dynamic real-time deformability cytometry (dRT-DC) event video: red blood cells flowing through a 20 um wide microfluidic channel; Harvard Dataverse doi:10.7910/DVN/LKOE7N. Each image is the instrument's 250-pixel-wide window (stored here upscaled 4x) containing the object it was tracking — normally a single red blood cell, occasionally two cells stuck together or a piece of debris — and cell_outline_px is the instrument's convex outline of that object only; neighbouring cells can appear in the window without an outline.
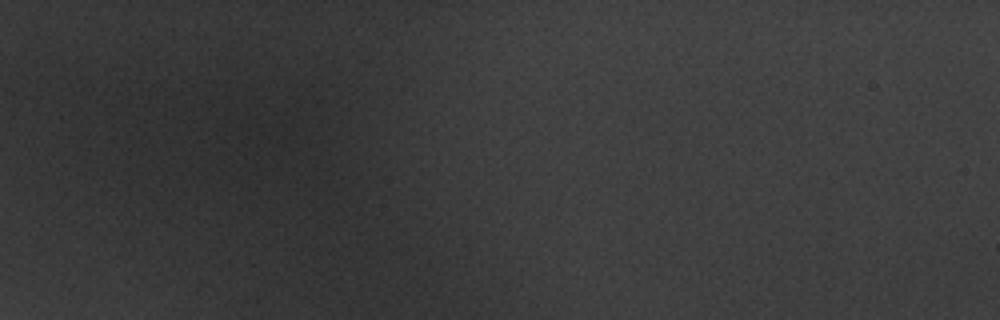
{"species": "common noctule bat (a hibernating species)", "species_latin": "Nyctalus noctula", "temperature_condition": "warm", "stored_images_in_passage": 2, "camera_frame_rate_fps": 3000, "um_per_image_px": 0.085, "animal": {"sex": "male", "body_mass_g": 20.1, "forearm_length_mm": 53.5}, "frame": {"image": 1, "passage_image": 1, "time_ms": 0.0, "image_size_px": [1000, 320], "cell_outline_px": [[316, 160], [284, 160], [248, 136], [248, 128], [260, 124], [304, 128], [312, 132]], "centroid_in_image_um": [24.23, 12.01], "position_along_channel_um": 60.8, "area_um2": 12.77}}